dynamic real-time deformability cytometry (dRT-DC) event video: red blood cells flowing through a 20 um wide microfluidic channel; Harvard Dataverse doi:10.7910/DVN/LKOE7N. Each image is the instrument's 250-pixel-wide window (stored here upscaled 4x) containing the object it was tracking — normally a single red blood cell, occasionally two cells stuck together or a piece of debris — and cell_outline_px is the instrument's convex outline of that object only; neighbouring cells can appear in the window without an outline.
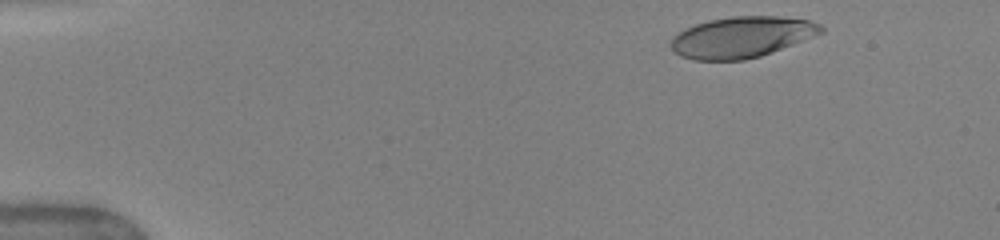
{"species": "human", "species_latin": "Homo sapiens", "temperature_condition": "warm", "stored_images_in_passage": 4, "camera_frame_rate_fps": 3000, "um_per_image_px": 0.085, "donor": {"sex": "female"}, "frame": {"image": 1, "passage_image": 1, "time_ms": 0.0, "image_size_px": [1000, 240], "cell_outline_px": [[824, 32], [772, 52], [760, 56], [744, 60], [692, 60], [680, 56], [668, 44], [672, 36], [696, 24], [708, 20], [732, 16], [780, 16], [808, 20], [820, 24], [824, 28]], "centroid_in_image_um": [63.03, 3.15], "position_along_channel_um": 22.0, "area_um2": 35.84}}
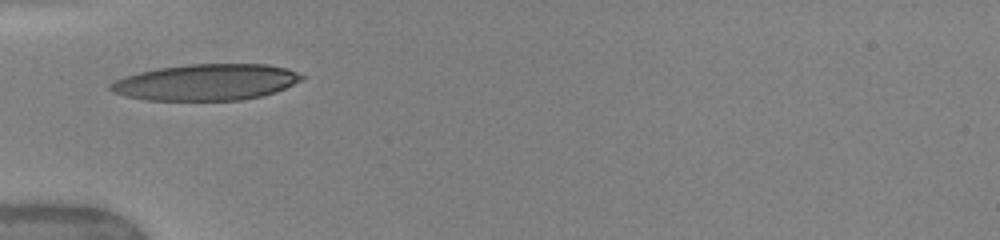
{"frame": {"image": 2, "passage_image": 4, "time_ms": 3.667, "image_size_px": [1000, 240], "cell_outline_px": [[304, 76], [300, 80], [276, 92], [260, 96], [240, 100], [144, 100], [124, 96], [112, 92], [108, 88], [108, 84], [124, 76], [156, 68], [188, 64], [268, 64], [288, 68]], "centroid_in_image_um": [17.47, 6.98], "position_along_channel_um": 67.5, "area_um2": 40.46}}